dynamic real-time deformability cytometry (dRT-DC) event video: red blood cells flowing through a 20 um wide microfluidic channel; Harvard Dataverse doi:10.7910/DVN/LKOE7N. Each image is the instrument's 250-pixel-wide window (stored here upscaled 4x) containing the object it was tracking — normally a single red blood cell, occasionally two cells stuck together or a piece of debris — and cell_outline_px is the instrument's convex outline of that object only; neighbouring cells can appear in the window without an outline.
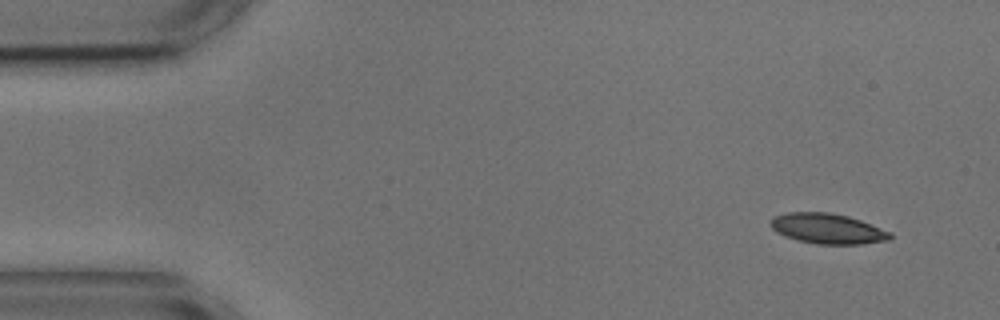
{"species": "common noctule bat (a hibernating species)", "species_latin": "Nyctalus noctula", "temperature_condition": "cold", "stored_images_in_passage": 4, "camera_frame_rate_fps": 3000, "um_per_image_px": 0.085, "animal": {"sex": "male", "body_mass_g": 17.9, "forearm_length_mm": 54.2}, "frame": {"image": 1, "passage_image": 1, "time_ms": 0.0, "image_size_px": [1000, 320], "cell_outline_px": [[892, 236], [888, 240], [860, 244], [816, 244], [796, 240], [784, 236], [776, 232], [772, 228], [772, 216], [788, 212], [828, 212], [848, 216], [860, 220], [892, 232]], "centroid_in_image_um": [70.33, 19.43], "position_along_channel_um": 14.7, "area_um2": 21.1}}
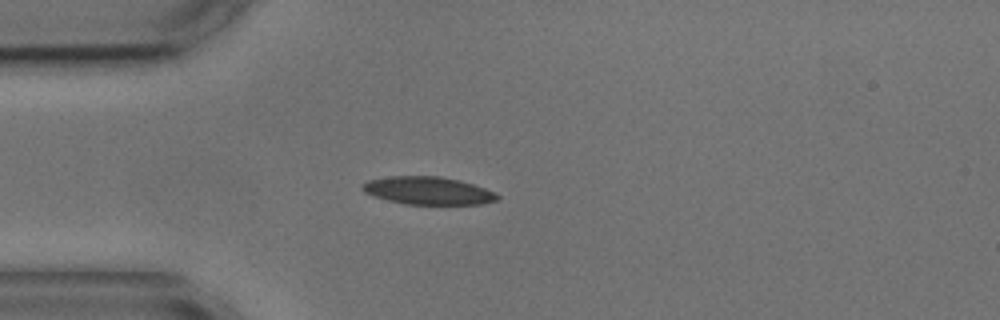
{"frame": {"image": 2, "passage_image": 3, "time_ms": 3.333, "image_size_px": [1000, 320], "cell_outline_px": [[500, 196], [496, 200], [480, 204], [404, 204], [388, 200], [364, 192], [360, 188], [360, 184], [368, 180], [392, 176], [440, 176], [472, 184], [484, 188]], "centroid_in_image_um": [36.32, 16.2], "position_along_channel_um": 48.7, "area_um2": 21.56}}